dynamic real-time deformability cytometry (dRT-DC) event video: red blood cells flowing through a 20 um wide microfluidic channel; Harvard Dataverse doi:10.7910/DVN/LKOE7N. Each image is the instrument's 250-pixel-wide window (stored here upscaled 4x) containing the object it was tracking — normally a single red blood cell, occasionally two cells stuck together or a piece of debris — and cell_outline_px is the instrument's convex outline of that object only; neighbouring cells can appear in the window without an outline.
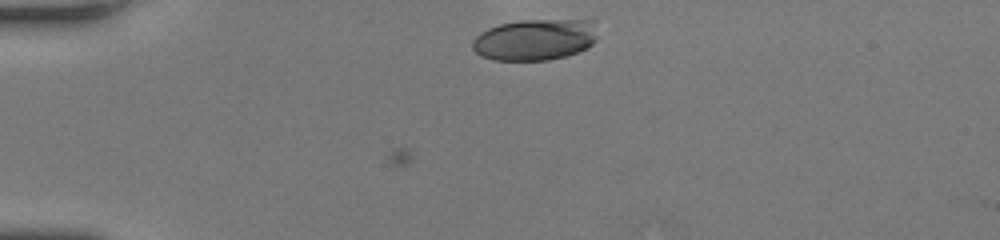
{"species": "human", "species_latin": "Homo sapiens", "temperature_condition": "room temperature", "stored_images_in_passage": 3, "camera_frame_rate_fps": 3000, "um_per_image_px": 0.085, "donor": {"sex": "female"}, "frame": {"image": 1, "passage_image": 1, "time_ms": 0.0, "image_size_px": [1000, 240], "cell_outline_px": [[596, 40], [592, 44], [576, 52], [564, 56], [548, 60], [492, 60], [480, 56], [472, 48], [472, 40], [480, 32], [488, 28], [500, 24], [524, 20], [592, 16], [596, 16]], "centroid_in_image_um": [45.56, 3.3], "position_along_channel_um": 39.4, "area_um2": 31.27}}